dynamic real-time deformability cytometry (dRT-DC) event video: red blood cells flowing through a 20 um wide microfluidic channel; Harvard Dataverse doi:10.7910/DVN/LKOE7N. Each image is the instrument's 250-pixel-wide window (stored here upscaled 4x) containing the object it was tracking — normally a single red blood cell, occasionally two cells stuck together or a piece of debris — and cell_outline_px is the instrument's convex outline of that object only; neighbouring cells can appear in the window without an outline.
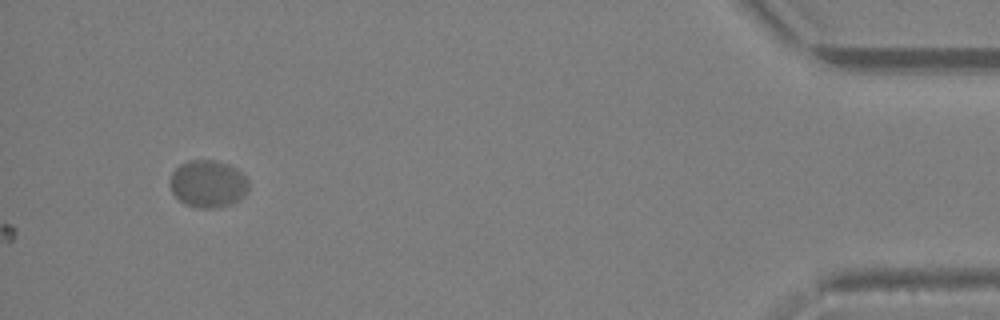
{"species": "Egyptian fruit bat (a non-hibernating species)", "species_latin": "Rousettus aegyptiacus", "temperature_condition": "warm", "stored_images_in_passage": 38, "camera_frame_rate_fps": 3000, "um_per_image_px": 0.085, "animal": {"sex": "female"}, "frame": {"image": 1, "passage_image": 38, "time_ms": 12.333, "image_size_px": [1000, 320], "cell_outline_px": [[248, 188], [244, 196], [240, 200], [216, 208], [196, 208], [184, 204], [172, 192], [168, 184], [168, 180], [172, 172], [180, 164], [188, 160], [216, 160], [228, 164], [236, 168], [248, 180]], "centroid_in_image_um": [17.64, 15.62], "position_along_channel_um": 417.6, "area_um2": 21.91}}